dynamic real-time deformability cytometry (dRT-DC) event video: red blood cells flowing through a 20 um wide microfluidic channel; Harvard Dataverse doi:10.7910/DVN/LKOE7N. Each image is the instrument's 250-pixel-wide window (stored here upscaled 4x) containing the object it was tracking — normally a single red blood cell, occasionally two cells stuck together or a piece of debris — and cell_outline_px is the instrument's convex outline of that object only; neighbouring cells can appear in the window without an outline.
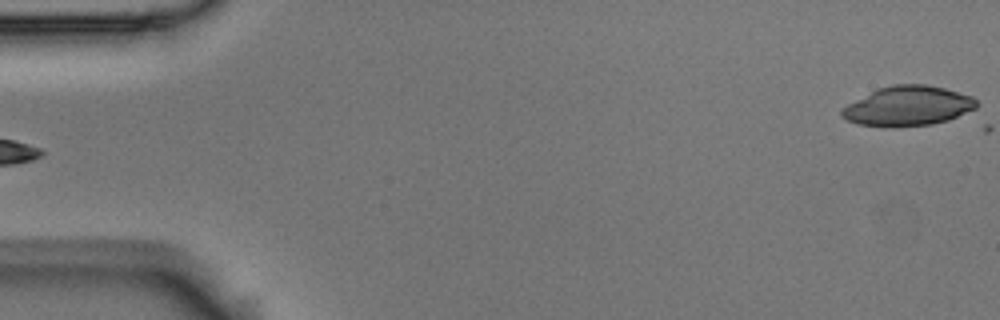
{"species": "Egyptian fruit bat (a non-hibernating species)", "species_latin": "Rousettus aegyptiacus", "temperature_condition": "room temperature", "stored_images_in_passage": 5, "segment_of_instrument_passage": [2, 2], "camera_frame_rate_fps": 3000, "um_per_image_px": 0.085, "animal": {"sex": "male"}, "frame": {"image": 1, "passage_image": 5, "time_ms": 1.333, "image_size_px": [1000, 320], "cell_outline_px": [[980, 104], [976, 108], [948, 120], [932, 124], [892, 128], [884, 128], [856, 124], [840, 116], [840, 112], [848, 104], [876, 88], [892, 84], [928, 84], [944, 88], [972, 96]], "centroid_in_image_um": [77.15, 9.02], "position_along_channel_um": 7.8, "area_um2": 31.62}}